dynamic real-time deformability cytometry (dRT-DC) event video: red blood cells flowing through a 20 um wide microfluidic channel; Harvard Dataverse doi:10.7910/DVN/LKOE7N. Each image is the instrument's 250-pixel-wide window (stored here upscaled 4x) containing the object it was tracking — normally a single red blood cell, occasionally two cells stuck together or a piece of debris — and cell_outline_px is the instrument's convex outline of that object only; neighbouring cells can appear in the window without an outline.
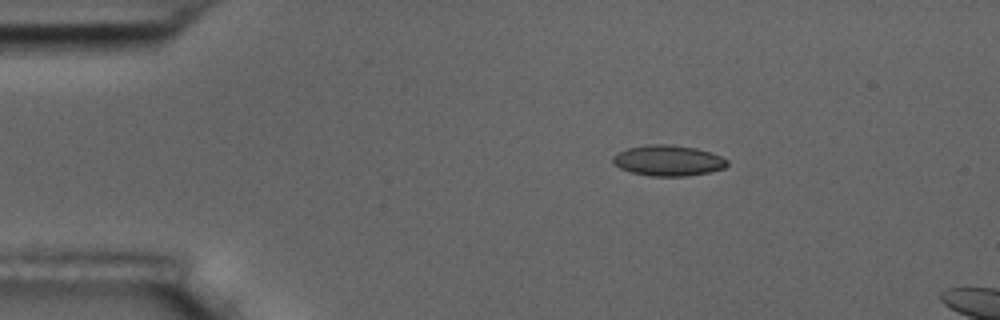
{"species": "common noctule bat (a hibernating species)", "species_latin": "Nyctalus noctula", "temperature_condition": "room temperature", "stored_images_in_passage": 3, "camera_frame_rate_fps": 3000, "um_per_image_px": 0.085, "animal": {"sex": "male", "body_mass_g": 17.5, "forearm_length_mm": 52.3}, "frame": {"image": 1, "passage_image": 2, "time_ms": 1.333, "image_size_px": [1000, 320], "cell_outline_px": [[728, 164], [724, 168], [712, 172], [688, 176], [652, 176], [632, 172], [620, 168], [612, 160], [612, 156], [628, 148], [648, 144], [668, 144], [696, 148], [720, 156], [728, 160]], "centroid_in_image_um": [56.82, 13.65], "position_along_channel_um": 28.2, "area_um2": 20.35}}